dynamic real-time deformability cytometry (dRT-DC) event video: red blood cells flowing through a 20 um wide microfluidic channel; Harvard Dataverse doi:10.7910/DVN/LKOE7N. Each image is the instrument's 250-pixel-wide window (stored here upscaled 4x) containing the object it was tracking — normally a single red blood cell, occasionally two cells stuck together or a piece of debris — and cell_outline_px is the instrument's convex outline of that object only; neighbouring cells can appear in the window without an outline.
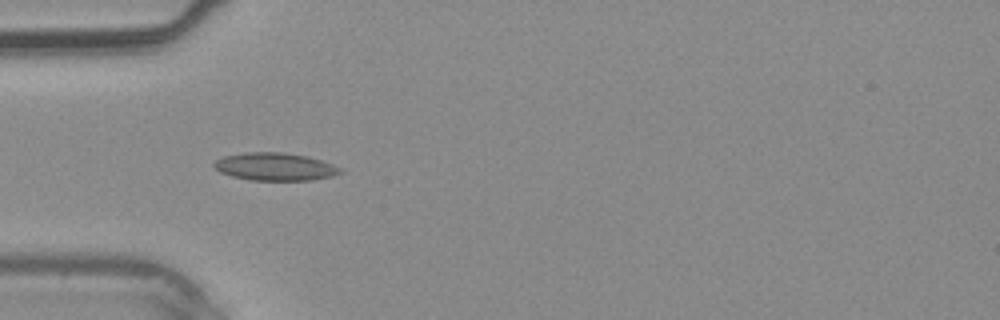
{"species": "common noctule bat (a hibernating species)", "species_latin": "Nyctalus noctula", "temperature_condition": "warm", "stored_images_in_passage": 28, "camera_frame_rate_fps": 3000, "um_per_image_px": 0.085, "animal": {"sex": "male", "body_mass_g": 20.4}, "frame": {"image": 1, "passage_image": 1, "time_ms": 0.0, "image_size_px": [1000, 320], "cell_outline_px": [[344, 172], [332, 176], [312, 180], [248, 180], [232, 176], [220, 172], [212, 164], [216, 160], [224, 156], [244, 152], [284, 152], [308, 156], [332, 164], [340, 168]], "centroid_in_image_um": [23.37, 14.16], "position_along_channel_um": 61.6, "area_um2": 20.46}}